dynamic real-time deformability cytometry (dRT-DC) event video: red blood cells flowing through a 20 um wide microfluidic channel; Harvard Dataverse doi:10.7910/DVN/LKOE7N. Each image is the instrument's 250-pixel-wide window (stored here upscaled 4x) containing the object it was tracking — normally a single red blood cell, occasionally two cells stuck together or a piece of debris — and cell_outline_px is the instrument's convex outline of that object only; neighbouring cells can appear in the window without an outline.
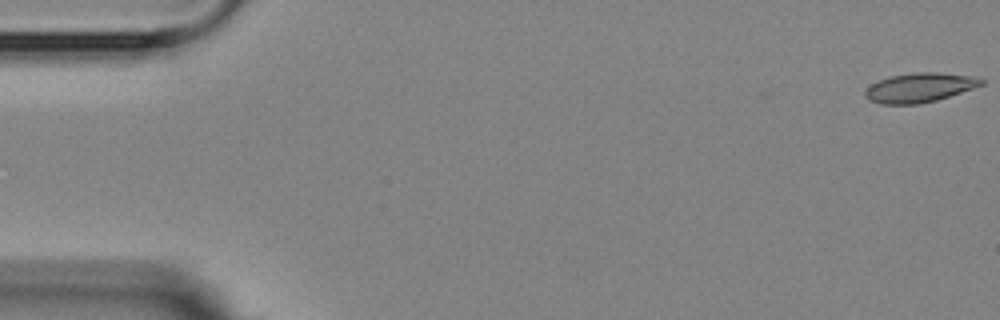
{"species": "Egyptian fruit bat (a non-hibernating species)", "species_latin": "Rousettus aegyptiacus", "temperature_condition": "room temperature", "stored_images_in_passage": 11, "camera_frame_rate_fps": 3000, "um_per_image_px": 0.085, "animal": {"sex": "female"}, "frame": {"image": 1, "passage_image": 1, "time_ms": 0.0, "image_size_px": [1000, 320], "cell_outline_px": [[984, 84], [936, 100], [920, 104], [880, 104], [868, 100], [864, 96], [864, 92], [872, 84], [888, 76], [916, 72], [940, 72], [980, 76], [984, 80]], "centroid_in_image_um": [78.18, 7.43], "position_along_channel_um": 6.8, "area_um2": 20.0}}
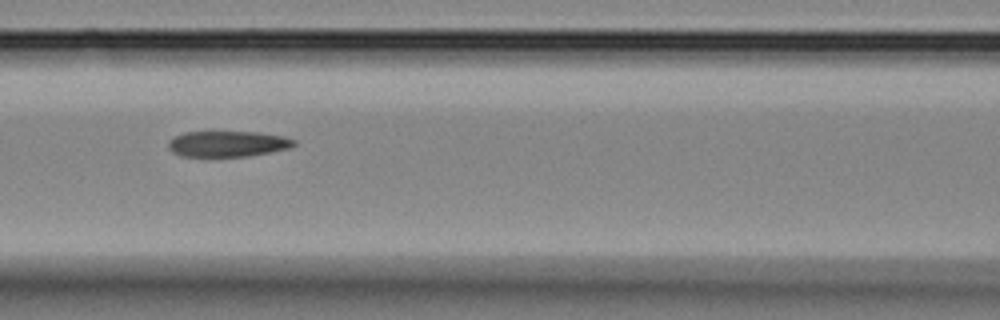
{"frame": {"image": 2, "passage_image": 7, "time_ms": 7.667, "image_size_px": [1000, 320], "cell_outline_px": [[296, 144], [292, 148], [248, 156], [180, 156], [172, 152], [168, 148], [168, 140], [172, 136], [184, 132], [256, 132], [284, 136], [296, 140]], "centroid_in_image_um": [19.34, 12.22], "position_along_channel_um": 147.3, "area_um2": 19.07}}
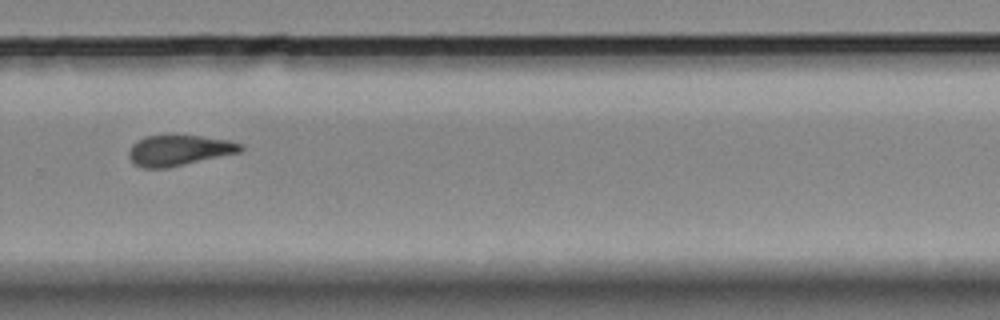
{"frame": {"image": 3, "passage_image": 11, "time_ms": 12.333, "image_size_px": [1000, 320], "cell_outline_px": [[244, 148], [240, 152], [168, 168], [144, 168], [136, 164], [128, 156], [128, 152], [132, 144], [144, 136], [200, 136], [228, 140], [244, 144]], "centroid_in_image_um": [15.23, 12.78], "position_along_channel_um": 314.6, "area_um2": 19.77}}